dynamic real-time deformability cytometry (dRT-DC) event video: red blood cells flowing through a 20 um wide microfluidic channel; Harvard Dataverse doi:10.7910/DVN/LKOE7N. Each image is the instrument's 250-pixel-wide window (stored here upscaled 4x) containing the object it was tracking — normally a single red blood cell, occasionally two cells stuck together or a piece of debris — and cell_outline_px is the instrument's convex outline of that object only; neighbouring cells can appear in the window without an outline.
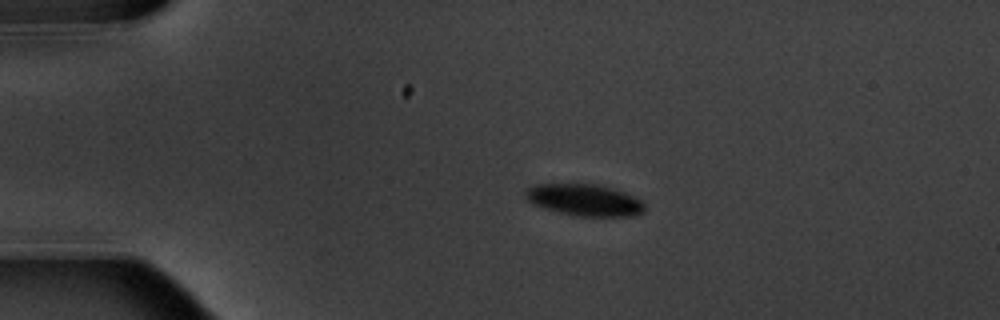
{"species": "common noctule bat (a hibernating species)", "species_latin": "Nyctalus noctula", "temperature_condition": "warm", "stored_images_in_passage": 8, "camera_frame_rate_fps": 3000, "um_per_image_px": 0.085, "animal": {"sex": "male", "body_mass_g": 20.1, "forearm_length_mm": 53.5}, "frame": {"image": 1, "passage_image": 3, "time_ms": 2.667, "image_size_px": [1000, 320], "cell_outline_px": [[644, 212], [632, 216], [572, 216], [544, 208], [532, 204], [524, 196], [524, 188], [532, 184], [604, 184], [624, 192], [640, 200], [644, 204]], "centroid_in_image_um": [49.63, 16.99], "position_along_channel_um": 35.4, "area_um2": 22.37}}
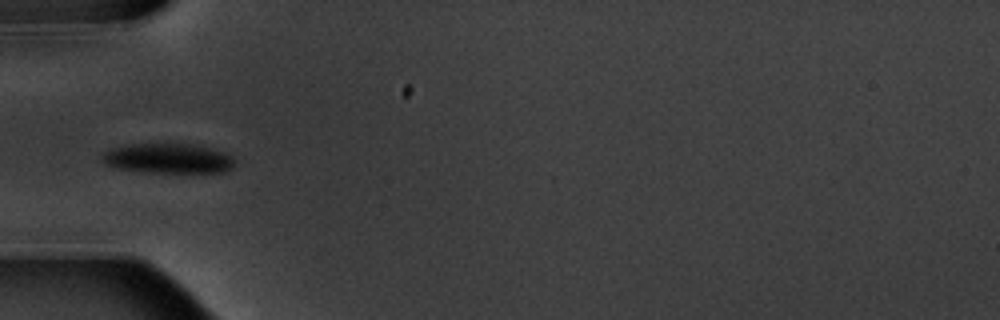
{"frame": {"image": 2, "passage_image": 5, "time_ms": 5.0, "image_size_px": [1000, 320], "cell_outline_px": [[236, 164], [232, 168], [224, 172], [144, 172], [116, 168], [100, 160], [100, 152], [112, 148], [128, 144], [188, 144], [212, 148], [224, 152], [232, 156], [236, 160]], "centroid_in_image_um": [14.28, 13.46], "position_along_channel_um": 70.7, "area_um2": 23.29}}
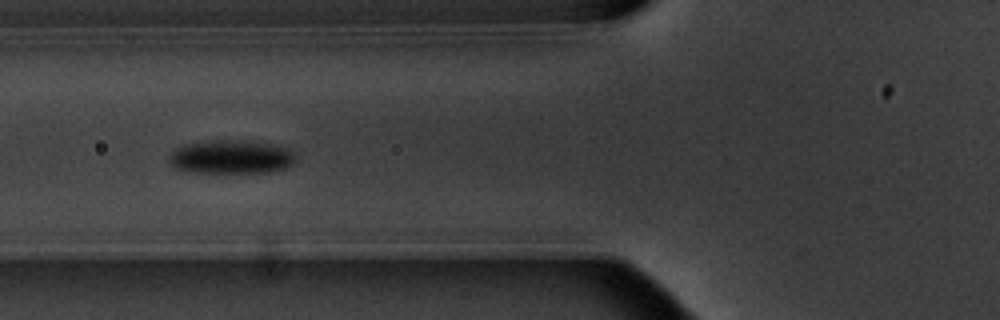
{"frame": {"image": 3, "passage_image": 6, "time_ms": 6.0, "image_size_px": [1000, 320], "cell_outline_px": [[296, 160], [292, 164], [284, 168], [268, 172], [196, 172], [172, 168], [168, 160], [168, 156], [176, 148], [184, 144], [216, 140], [244, 140], [292, 148], [296, 156]], "centroid_in_image_um": [19.65, 13.33], "position_along_channel_um": 106.2, "area_um2": 24.91}}